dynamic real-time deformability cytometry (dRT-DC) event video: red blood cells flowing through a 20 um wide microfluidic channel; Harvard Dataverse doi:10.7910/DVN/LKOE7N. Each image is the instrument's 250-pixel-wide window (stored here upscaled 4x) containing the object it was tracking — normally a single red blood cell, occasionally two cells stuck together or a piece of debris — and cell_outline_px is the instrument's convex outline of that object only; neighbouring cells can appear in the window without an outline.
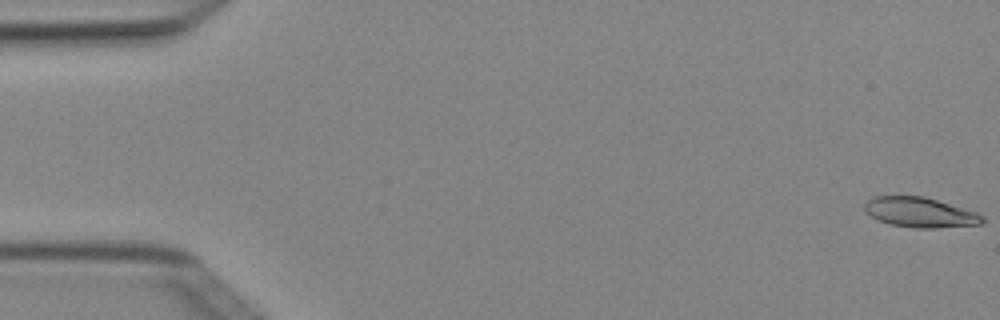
{"species": "Egyptian fruit bat (a non-hibernating species)", "species_latin": "Rousettus aegyptiacus", "temperature_condition": "cold", "stored_images_in_passage": 5, "camera_frame_rate_fps": 3000, "um_per_image_px": 0.085, "animal": {"sex": "female"}, "frame": {"image": 1, "passage_image": 1, "time_ms": 0.0, "image_size_px": [1000, 320], "cell_outline_px": [[984, 220], [980, 224], [936, 228], [916, 228], [892, 224], [880, 220], [864, 212], [864, 204], [868, 200], [876, 196], [924, 196], [976, 212], [984, 216]], "centroid_in_image_um": [78.2, 18.05], "position_along_channel_um": 6.8, "area_um2": 20.35}}
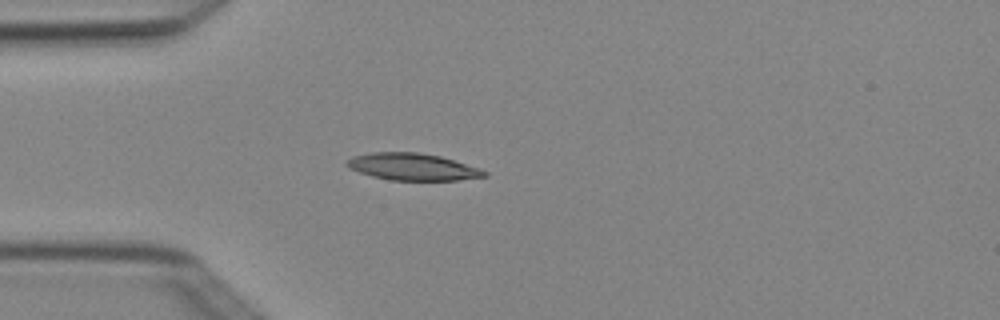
{"frame": {"image": 2, "passage_image": 5, "time_ms": 1.333, "image_size_px": [1000, 320], "cell_outline_px": [[488, 176], [456, 180], [392, 180], [372, 176], [348, 168], [344, 164], [344, 160], [352, 156], [372, 152], [416, 152], [440, 156], [480, 168], [488, 172]], "centroid_in_image_um": [35.03, 14.17], "position_along_channel_um": 50.0, "area_um2": 21.68}}